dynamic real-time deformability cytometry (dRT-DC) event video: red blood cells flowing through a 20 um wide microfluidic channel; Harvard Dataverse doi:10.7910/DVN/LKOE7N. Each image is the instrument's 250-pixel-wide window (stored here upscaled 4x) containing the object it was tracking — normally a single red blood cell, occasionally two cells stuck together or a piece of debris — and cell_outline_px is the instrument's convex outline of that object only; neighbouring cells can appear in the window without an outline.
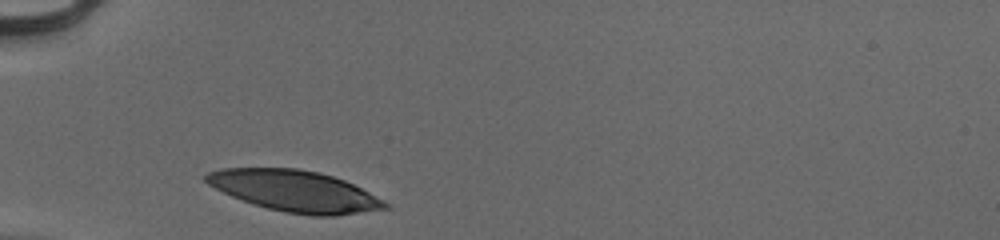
{"species": "human", "species_latin": "Homo sapiens", "temperature_condition": "cold", "stored_images_in_passage": 27, "camera_frame_rate_fps": 3000, "um_per_image_px": 0.085, "donor": {"sex": "male"}, "frame": {"image": 1, "passage_image": 1, "time_ms": 0.0, "image_size_px": [1000, 240], "cell_outline_px": [[392, 208], [336, 216], [312, 216], [284, 212], [268, 208], [232, 196], [208, 184], [204, 180], [204, 176], [208, 172], [220, 168], [296, 168], [320, 172], [344, 180], [384, 200]], "centroid_in_image_um": [25.08, 16.24], "position_along_channel_um": 59.9, "area_um2": 42.83}}
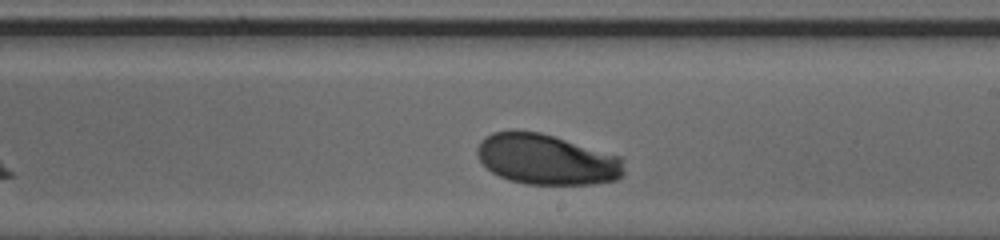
{"frame": {"image": 2, "passage_image": 16, "time_ms": 5.0, "image_size_px": [1000, 240], "cell_outline_px": [[624, 176], [616, 180], [592, 184], [524, 184], [508, 180], [492, 172], [480, 160], [476, 152], [476, 148], [480, 140], [492, 132], [512, 128], [540, 132], [620, 156], [624, 172]], "centroid_in_image_um": [46.41, 13.53], "position_along_channel_um": 242.6, "area_um2": 43.52}}
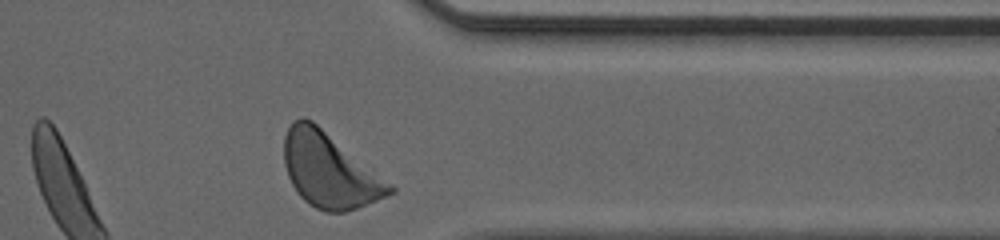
{"frame": {"image": 3, "passage_image": 27, "time_ms": 8.667, "image_size_px": [1000, 240], "cell_outline_px": [[396, 192], [356, 208], [344, 212], [324, 212], [308, 204], [296, 192], [288, 176], [284, 164], [284, 136], [292, 120], [300, 116], [304, 116], [312, 120], [396, 188]], "centroid_in_image_um": [27.96, 14.47], "position_along_channel_um": 383.4, "area_um2": 45.55}, "authors_computed_cell_mechanics": {"area_um2": 43.8124, "velocity_mm_per_s": 3.9232, "shape_relaxation_time_tau1_ms": 2.3251, "shape_relaxation_time_tau2_ms": null, "deformation_change_tau1": 0.1464, "deformation_change_tau2": null}}